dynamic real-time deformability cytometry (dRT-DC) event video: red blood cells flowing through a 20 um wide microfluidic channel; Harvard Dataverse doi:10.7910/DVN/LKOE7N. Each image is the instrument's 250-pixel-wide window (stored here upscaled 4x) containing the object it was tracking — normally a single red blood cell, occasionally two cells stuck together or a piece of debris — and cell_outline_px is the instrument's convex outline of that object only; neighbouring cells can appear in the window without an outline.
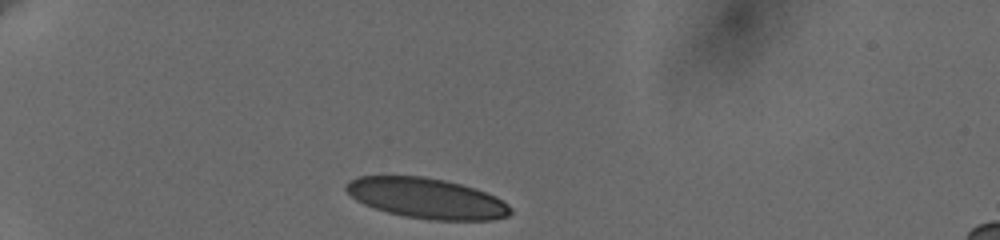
{"species": "human", "species_latin": "Homo sapiens", "temperature_condition": "cold", "stored_images_in_passage": 21, "camera_frame_rate_fps": 3000, "um_per_image_px": 0.085, "donor": {"sex": "female"}, "frame": {"image": 1, "passage_image": 1, "time_ms": 0.0, "image_size_px": [1000, 240], "cell_outline_px": [[512, 212], [508, 216], [492, 220], [428, 220], [404, 216], [388, 212], [364, 204], [356, 200], [344, 188], [344, 184], [348, 180], [360, 176], [424, 176], [444, 180], [460, 184], [496, 196], [508, 204], [512, 208]], "centroid_in_image_um": [36.26, 16.85], "position_along_channel_um": 48.7, "area_um2": 38.67}}
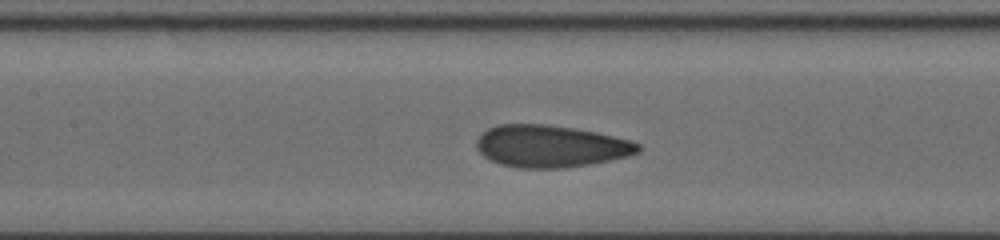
{"frame": {"image": 2, "passage_image": 10, "time_ms": 4.333, "image_size_px": [1000, 240], "cell_outline_px": [[640, 152], [628, 156], [588, 164], [564, 168], [520, 168], [500, 164], [484, 156], [476, 148], [476, 140], [488, 128], [496, 124], [544, 124], [572, 128], [632, 140], [640, 144]], "centroid_in_image_um": [46.78, 12.43], "position_along_channel_um": 160.6, "area_um2": 39.36}}
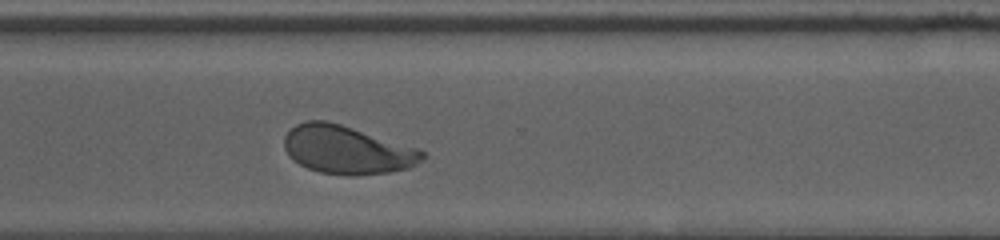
{"frame": {"image": 3, "passage_image": 21, "time_ms": 9.333, "image_size_px": [1000, 240], "cell_outline_px": [[424, 156], [420, 160], [408, 168], [388, 172], [356, 176], [348, 176], [320, 172], [308, 168], [292, 160], [288, 156], [284, 148], [284, 136], [296, 124], [308, 120], [324, 120], [340, 124], [416, 148], [424, 152]], "centroid_in_image_um": [29.43, 12.74], "position_along_channel_um": 341.2, "area_um2": 38.44}}